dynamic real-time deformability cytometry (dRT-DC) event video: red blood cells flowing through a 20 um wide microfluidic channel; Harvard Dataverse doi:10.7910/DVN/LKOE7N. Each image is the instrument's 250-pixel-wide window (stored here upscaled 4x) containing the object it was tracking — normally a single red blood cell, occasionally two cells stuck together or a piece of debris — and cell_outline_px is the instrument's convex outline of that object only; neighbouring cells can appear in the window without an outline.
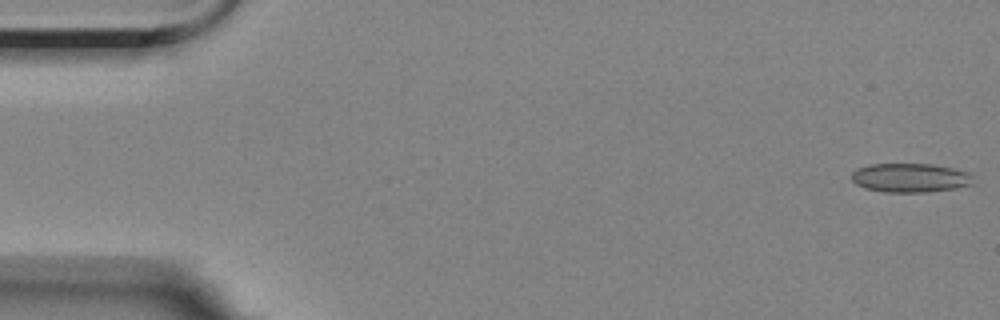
{"species": "Egyptian fruit bat (a non-hibernating species)", "species_latin": "Rousettus aegyptiacus", "temperature_condition": "room temperature", "stored_images_in_passage": 17, "camera_frame_rate_fps": 3000, "um_per_image_px": 0.085, "animal": {"sex": "female"}, "frame": {"image": 1, "passage_image": 1, "time_ms": 0.0, "image_size_px": [1000, 320], "cell_outline_px": [[972, 184], [956, 188], [924, 192], [884, 192], [868, 188], [856, 184], [852, 180], [852, 172], [856, 168], [868, 164], [932, 164], [972, 172]], "centroid_in_image_um": [77.38, 15.1], "position_along_channel_um": 7.6, "area_um2": 20.58}}
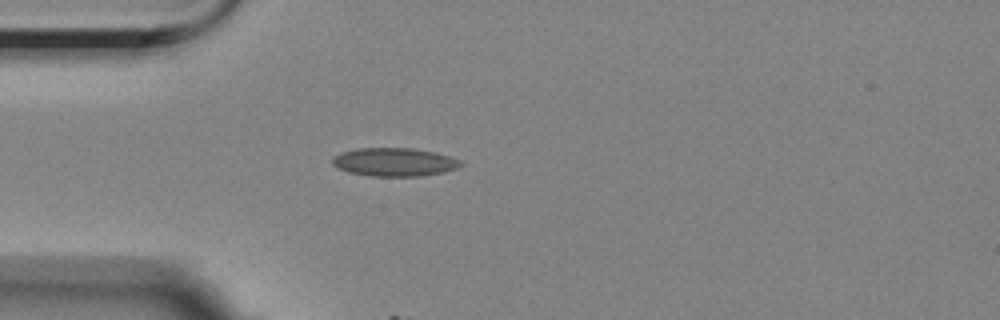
{"frame": {"image": 2, "passage_image": 15, "time_ms": 4.667, "image_size_px": [1000, 320], "cell_outline_px": [[464, 164], [456, 168], [444, 172], [420, 176], [372, 176], [348, 172], [336, 168], [332, 164], [332, 160], [336, 156], [344, 152], [360, 148], [416, 148], [436, 152], [460, 160]], "centroid_in_image_um": [33.54, 13.78], "position_along_channel_um": 51.5, "area_um2": 21.15}}